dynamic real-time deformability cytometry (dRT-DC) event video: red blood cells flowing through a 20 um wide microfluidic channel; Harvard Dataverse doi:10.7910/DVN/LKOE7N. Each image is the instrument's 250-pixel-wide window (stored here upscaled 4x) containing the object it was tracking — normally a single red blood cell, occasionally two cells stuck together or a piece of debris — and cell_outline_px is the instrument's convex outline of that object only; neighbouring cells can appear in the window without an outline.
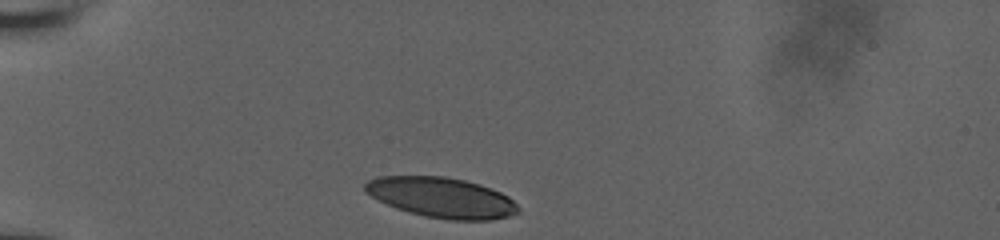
{"species": "human", "species_latin": "Homo sapiens", "temperature_condition": "room temperature", "stored_images_in_passage": 31, "camera_frame_rate_fps": 3000, "um_per_image_px": 0.085, "donor": {"sex": "male"}, "frame": {"image": 1, "passage_image": 1, "time_ms": 0.0, "image_size_px": [1000, 240], "cell_outline_px": [[520, 212], [508, 216], [492, 220], [448, 220], [424, 216], [396, 208], [364, 192], [364, 184], [368, 180], [376, 176], [444, 176], [464, 180], [480, 184], [500, 192], [508, 196], [520, 208]], "centroid_in_image_um": [37.54, 16.79], "position_along_channel_um": 47.5, "area_um2": 35.95}}
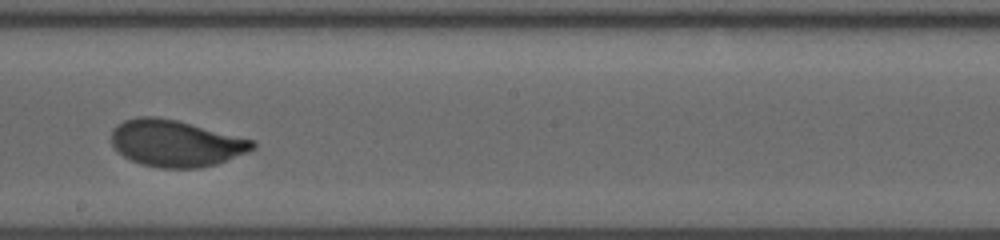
{"frame": {"image": 2, "passage_image": 18, "time_ms": 5.667, "image_size_px": [1000, 240], "cell_outline_px": [[256, 148], [248, 152], [216, 164], [200, 168], [160, 168], [140, 164], [124, 156], [112, 144], [112, 128], [116, 124], [124, 120], [136, 116], [156, 116], [176, 120], [256, 140]], "centroid_in_image_um": [14.95, 12.17], "position_along_channel_um": 233.2, "area_um2": 38.55}}
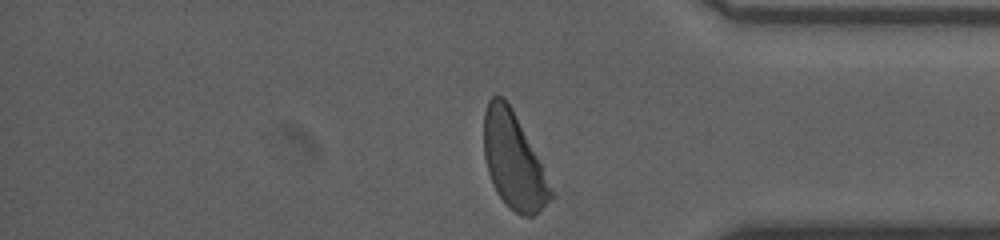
{"frame": {"image": 3, "passage_image": 31, "time_ms": 10.0, "image_size_px": [1000, 240], "cell_outline_px": [[556, 196], [532, 216], [520, 216], [508, 208], [496, 192], [492, 184], [488, 172], [484, 156], [484, 112], [488, 100], [492, 96], [504, 96], [512, 108]], "centroid_in_image_um": [43.63, 13.69], "position_along_channel_um": 391.6, "area_um2": 37.05}, "authors_computed_cell_mechanics": {"area_um2": 38.2058, "velocity_mm_per_s": 3.9071, "shape_relaxation_time_tau1_ms": 3.7959, "shape_relaxation_time_tau2_ms": null, "deformation_change_tau1": 0.1623, "deformation_change_tau2": null}}